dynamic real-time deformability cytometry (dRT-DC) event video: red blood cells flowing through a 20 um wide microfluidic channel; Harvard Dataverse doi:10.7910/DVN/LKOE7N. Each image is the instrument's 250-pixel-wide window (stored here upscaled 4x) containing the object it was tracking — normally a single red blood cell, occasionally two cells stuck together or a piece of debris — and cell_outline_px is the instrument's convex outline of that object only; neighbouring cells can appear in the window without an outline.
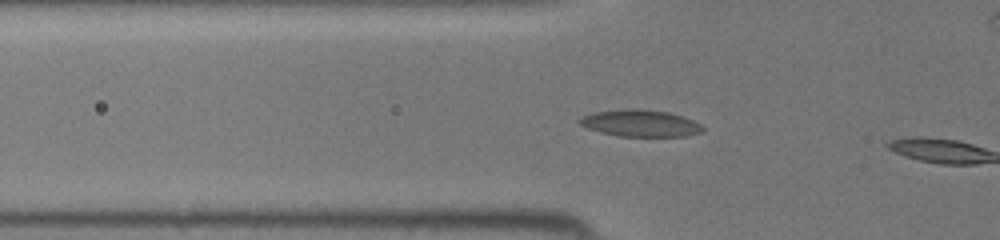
{"species": "common noctule bat (a hibernating species)", "species_latin": "Nyctalus noctula", "temperature_condition": "room temperature", "stored_images_in_passage": 7, "camera_frame_rate_fps": 3000, "um_per_image_px": 0.085, "animal": {"sex": "female", "body_mass_g": 19.5, "forearm_length_mm": 54.1}, "frame": {"image": 1, "passage_image": 6, "time_ms": 1.667, "image_size_px": [1000, 240], "cell_outline_px": [[704, 128], [700, 132], [684, 136], [616, 136], [600, 132], [588, 128], [580, 124], [576, 120], [592, 112], [624, 108], [636, 108], [668, 112], [692, 120], [700, 124]], "centroid_in_image_um": [54.37, 10.46], "position_along_channel_um": 71.4, "area_um2": 19.19}}